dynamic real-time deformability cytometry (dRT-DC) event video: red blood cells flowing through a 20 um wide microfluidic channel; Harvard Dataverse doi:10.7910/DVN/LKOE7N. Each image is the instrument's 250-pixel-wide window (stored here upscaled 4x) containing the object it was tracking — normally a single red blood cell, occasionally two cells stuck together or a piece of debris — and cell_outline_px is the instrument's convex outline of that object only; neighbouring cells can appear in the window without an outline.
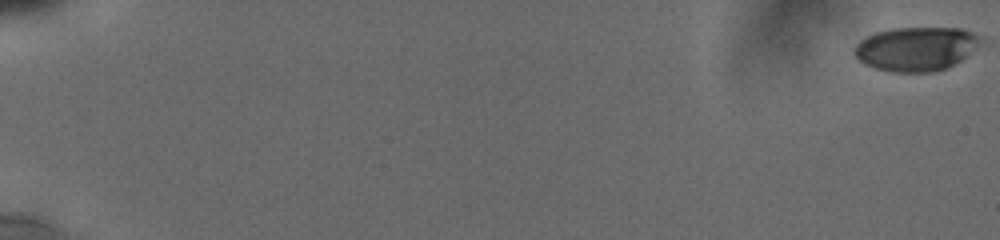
{"species": "human", "species_latin": "Homo sapiens", "temperature_condition": "cold", "stored_images_in_passage": 21, "camera_frame_rate_fps": 3000, "um_per_image_px": 0.085, "donor": {"sex": "male"}, "frame": {"image": 1, "passage_image": 1, "time_ms": 0.0, "image_size_px": [1000, 240], "cell_outline_px": [[976, 40], [968, 52], [960, 60], [936, 72], [892, 72], [876, 68], [864, 64], [856, 56], [856, 44], [860, 40], [876, 32], [892, 28], [960, 28], [972, 32], [976, 36]], "centroid_in_image_um": [77.76, 4.15], "position_along_channel_um": 7.2, "area_um2": 31.33}}